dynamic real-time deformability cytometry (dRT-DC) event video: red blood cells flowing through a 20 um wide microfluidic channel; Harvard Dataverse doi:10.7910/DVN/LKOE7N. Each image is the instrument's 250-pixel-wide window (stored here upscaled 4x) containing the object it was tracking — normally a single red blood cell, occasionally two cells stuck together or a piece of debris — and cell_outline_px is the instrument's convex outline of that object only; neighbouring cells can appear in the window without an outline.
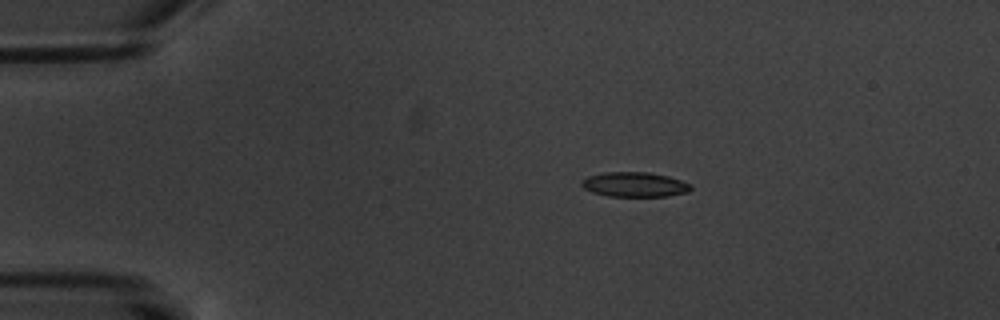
{"species": "common noctule bat (a hibernating species)", "species_latin": "Nyctalus noctula", "temperature_condition": "warm", "stored_images_in_passage": 6, "camera_frame_rate_fps": 3000, "um_per_image_px": 0.085, "animal": {"sex": "male", "body_mass_g": 20.1, "forearm_length_mm": 53.5}, "frame": {"image": 1, "passage_image": 2, "time_ms": 1.0, "image_size_px": [1000, 320], "cell_outline_px": [[692, 188], [688, 192], [668, 196], [608, 196], [592, 192], [584, 188], [580, 184], [580, 180], [588, 176], [604, 172], [648, 172], [668, 176], [680, 180], [688, 184]], "centroid_in_image_um": [53.9, 15.68], "position_along_channel_um": 31.1, "area_um2": 15.72}}